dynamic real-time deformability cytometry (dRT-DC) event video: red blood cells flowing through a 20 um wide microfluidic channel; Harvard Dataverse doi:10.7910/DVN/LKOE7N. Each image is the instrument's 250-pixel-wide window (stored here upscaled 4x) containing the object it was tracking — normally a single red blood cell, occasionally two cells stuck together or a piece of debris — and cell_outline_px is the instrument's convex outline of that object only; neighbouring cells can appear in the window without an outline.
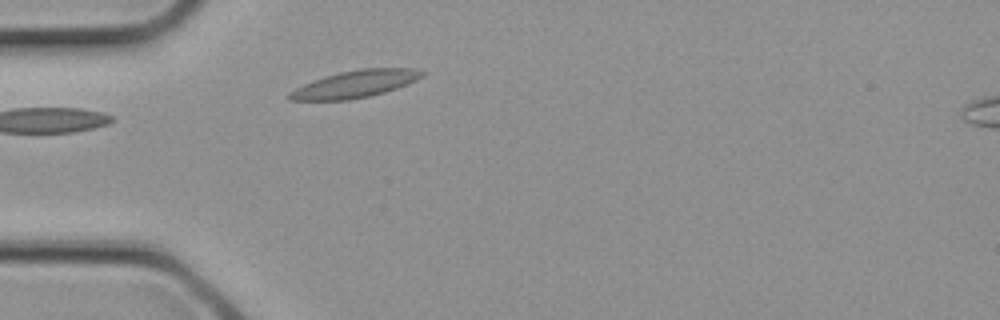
{"species": "common noctule bat (a hibernating species)", "species_latin": "Nyctalus noctula", "temperature_condition": "cold", "stored_images_in_passage": 2, "camera_frame_rate_fps": 3000, "um_per_image_px": 0.085, "animal": {"sex": "female", "body_mass_g": 21.9}, "frame": {"image": 1, "passage_image": 1, "time_ms": 0.0, "image_size_px": [1000, 320], "cell_outline_px": [[428, 72], [424, 76], [416, 80], [396, 88], [384, 92], [368, 96], [348, 100], [288, 100], [284, 96], [288, 92], [304, 84], [324, 76], [340, 72], [360, 68], [416, 68]], "centroid_in_image_um": [30.19, 7.13], "position_along_channel_um": 54.8, "area_um2": 21.1}}